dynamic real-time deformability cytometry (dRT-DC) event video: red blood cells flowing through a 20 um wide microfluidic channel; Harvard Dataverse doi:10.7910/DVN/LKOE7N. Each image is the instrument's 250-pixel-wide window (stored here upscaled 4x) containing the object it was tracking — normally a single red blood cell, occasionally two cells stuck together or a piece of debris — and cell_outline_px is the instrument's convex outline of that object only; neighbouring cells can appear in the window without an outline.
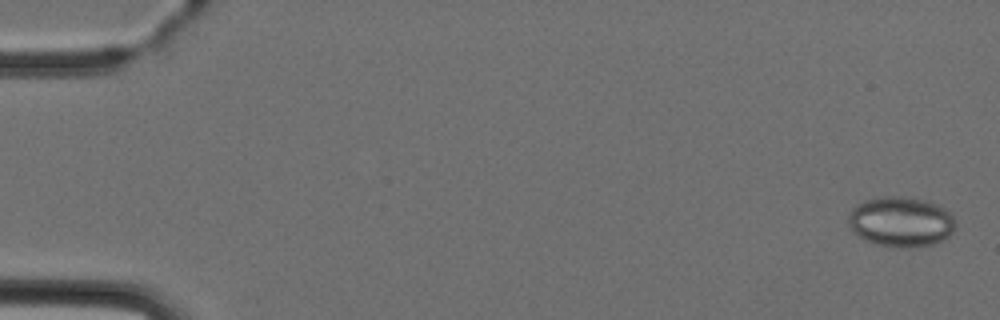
{"species": "Egyptian fruit bat (a non-hibernating species)", "species_latin": "Rousettus aegyptiacus", "temperature_condition": "cold", "stored_images_in_passage": 6, "camera_frame_rate_fps": 3000, "um_per_image_px": 0.085, "animal": {"sex": "female"}, "frame": {"image": 1, "passage_image": 1, "time_ms": 0.0, "image_size_px": [1000, 320], "cell_outline_px": [[956, 224], [952, 232], [948, 236], [932, 244], [908, 248], [900, 248], [876, 244], [856, 236], [848, 228], [848, 216], [852, 208], [856, 204], [864, 200], [880, 196], [912, 196], [928, 200], [952, 212], [956, 220]], "centroid_in_image_um": [76.56, 18.82], "position_along_channel_um": 8.4, "area_um2": 32.02}}
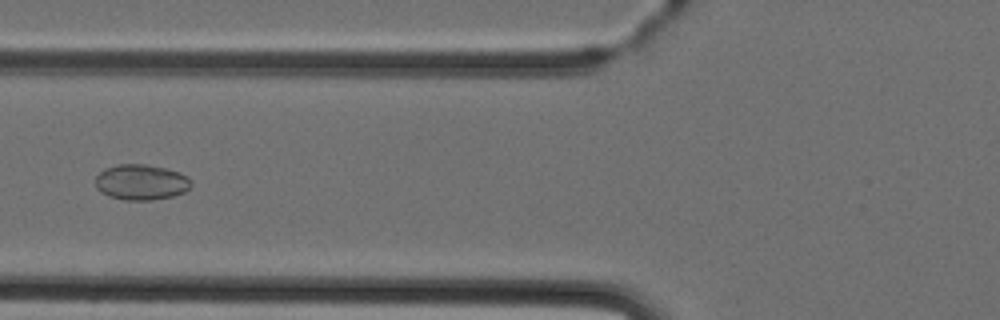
{"frame": {"image": 2, "passage_image": 6, "time_ms": 6.0, "image_size_px": [1000, 320], "cell_outline_px": [[192, 184], [184, 192], [172, 196], [152, 200], [124, 200], [108, 196], [100, 192], [96, 188], [96, 176], [104, 168], [116, 164], [148, 164], [180, 172], [188, 176], [192, 180]], "centroid_in_image_um": [11.99, 15.48], "position_along_channel_um": 113.8, "area_um2": 20.06}}